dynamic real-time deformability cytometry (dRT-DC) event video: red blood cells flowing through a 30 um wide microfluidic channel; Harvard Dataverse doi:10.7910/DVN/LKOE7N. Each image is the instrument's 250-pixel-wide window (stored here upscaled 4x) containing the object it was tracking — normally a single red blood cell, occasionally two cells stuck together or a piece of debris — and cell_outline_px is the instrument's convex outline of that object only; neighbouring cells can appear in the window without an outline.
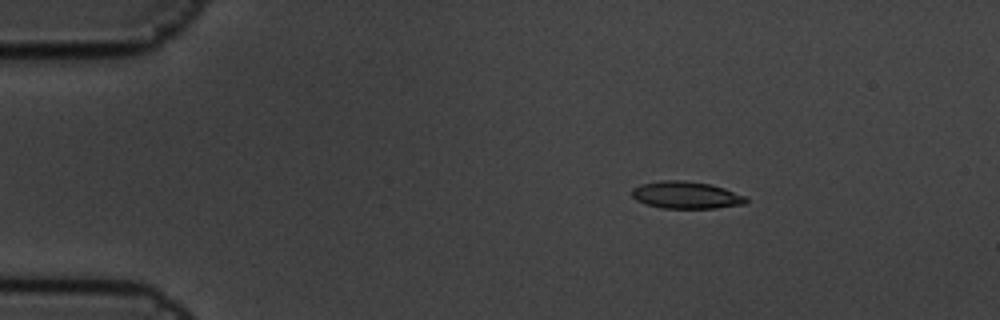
{"species": "common noctule bat (a hibernating species)", "species_latin": "Nyctalus noctula", "temperature_condition": "cold", "stored_images_in_passage": 6, "camera_frame_rate_fps": 3000, "um_per_image_px": 0.085, "animal": {"sex": "male", "body_mass_g": 19.5, "forearm_length_mm": 54.6}, "frame": {"image": 1, "passage_image": 3, "time_ms": 0.667, "image_size_px": [1000, 320], "cell_outline_px": [[748, 204], [716, 208], [660, 208], [636, 200], [632, 196], [632, 188], [640, 184], [664, 180], [684, 180], [712, 184], [724, 188], [744, 196], [748, 200]], "centroid_in_image_um": [58.33, 16.58], "position_along_channel_um": 26.7, "area_um2": 18.15}}